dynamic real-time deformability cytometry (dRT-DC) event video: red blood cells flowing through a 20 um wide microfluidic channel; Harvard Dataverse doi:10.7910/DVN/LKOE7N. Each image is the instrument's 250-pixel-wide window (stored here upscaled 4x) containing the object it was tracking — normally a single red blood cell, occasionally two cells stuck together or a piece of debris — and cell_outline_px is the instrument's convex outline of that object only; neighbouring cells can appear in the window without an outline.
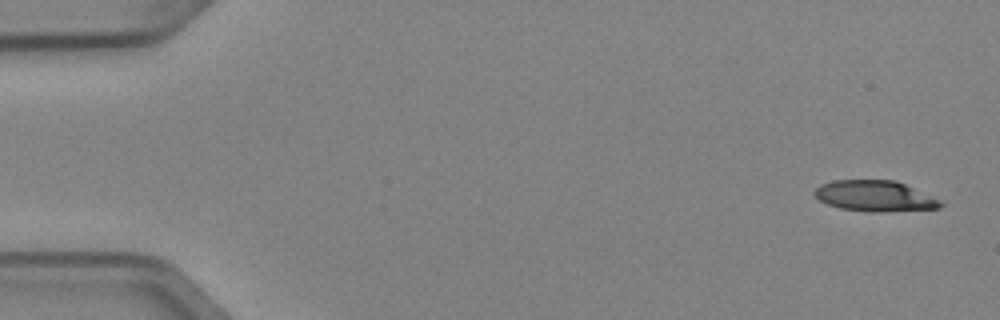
{"species": "Egyptian fruit bat (a non-hibernating species)", "species_latin": "Rousettus aegyptiacus", "temperature_condition": "cold", "stored_images_in_passage": 3, "camera_frame_rate_fps": 3000, "um_per_image_px": 0.085, "animal": {"sex": "female"}, "frame": {"image": 1, "passage_image": 1, "time_ms": 0.0, "image_size_px": [1000, 320], "cell_outline_px": [[944, 204], [940, 208], [880, 212], [872, 212], [840, 208], [828, 204], [820, 200], [812, 192], [820, 184], [832, 180], [896, 180], [932, 196], [940, 200]], "centroid_in_image_um": [74.36, 16.65], "position_along_channel_um": 10.6, "area_um2": 22.6}}